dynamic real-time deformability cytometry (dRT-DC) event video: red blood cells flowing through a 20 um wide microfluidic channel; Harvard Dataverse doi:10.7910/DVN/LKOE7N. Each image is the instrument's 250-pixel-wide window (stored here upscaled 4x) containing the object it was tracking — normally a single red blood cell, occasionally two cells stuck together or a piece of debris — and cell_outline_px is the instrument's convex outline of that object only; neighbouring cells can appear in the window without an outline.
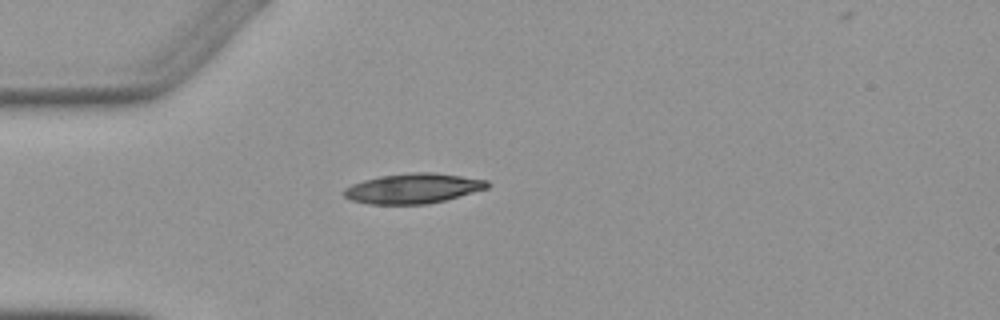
{"species": "Egyptian fruit bat (a non-hibernating species)", "species_latin": "Rousettus aegyptiacus", "temperature_condition": "warm", "stored_images_in_passage": 4, "camera_frame_rate_fps": 3000, "um_per_image_px": 0.085, "animal": {"sex": "female"}, "frame": {"image": 1, "passage_image": 4, "time_ms": 4.667, "image_size_px": [1000, 320], "cell_outline_px": [[488, 188], [444, 200], [424, 204], [368, 204], [352, 200], [344, 196], [340, 192], [344, 188], [352, 184], [364, 180], [380, 176], [412, 172], [432, 172], [488, 180]], "centroid_in_image_um": [35.06, 16.01], "position_along_channel_um": 49.9, "area_um2": 24.91}}